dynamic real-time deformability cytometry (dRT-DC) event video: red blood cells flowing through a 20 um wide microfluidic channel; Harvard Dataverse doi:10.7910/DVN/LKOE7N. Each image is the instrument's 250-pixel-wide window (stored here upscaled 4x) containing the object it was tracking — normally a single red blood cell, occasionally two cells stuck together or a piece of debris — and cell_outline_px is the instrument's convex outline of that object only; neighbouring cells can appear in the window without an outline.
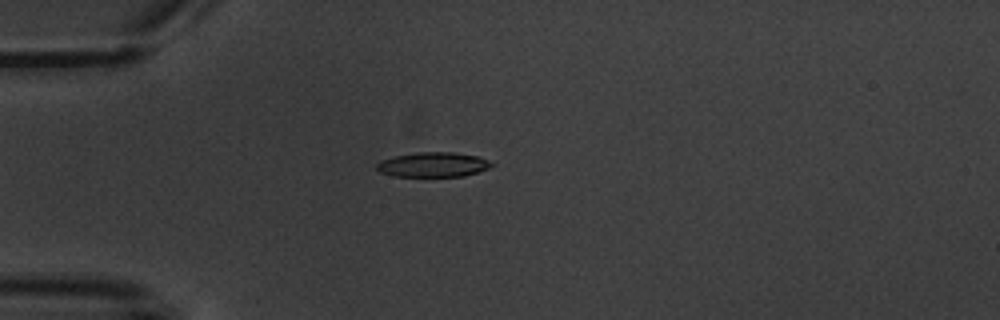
{"species": "common noctule bat (a hibernating species)", "species_latin": "Nyctalus noctula", "temperature_condition": "warm", "stored_images_in_passage": 5, "camera_frame_rate_fps": 3000, "um_per_image_px": 0.085, "animal": {"sex": "male", "body_mass_g": 20.1, "forearm_length_mm": 53.5}, "frame": {"image": 1, "passage_image": 3, "time_ms": 2.333, "image_size_px": [1000, 320], "cell_outline_px": [[492, 164], [488, 168], [464, 176], [396, 176], [380, 172], [376, 168], [376, 164], [380, 160], [396, 156], [416, 152], [452, 152], [476, 156], [488, 160]], "centroid_in_image_um": [36.77, 13.99], "position_along_channel_um": 48.2, "area_um2": 16.3}}
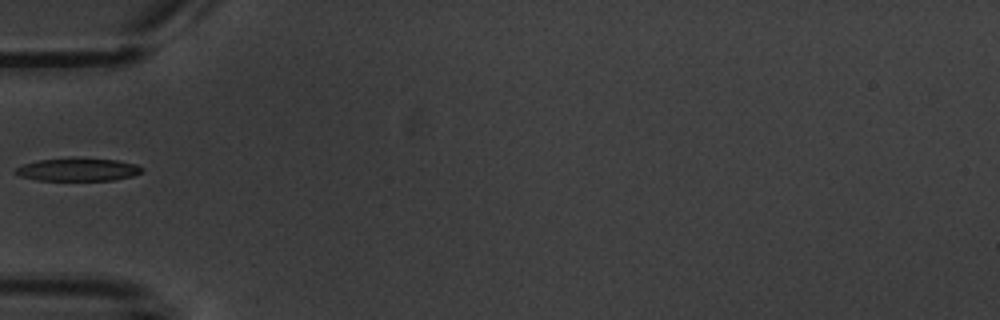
{"frame": {"image": 2, "passage_image": 4, "time_ms": 3.667, "image_size_px": [1000, 320], "cell_outline_px": [[144, 168], [140, 172], [132, 176], [112, 180], [40, 180], [20, 176], [12, 172], [16, 168], [24, 164], [40, 160], [116, 160], [136, 164]], "centroid_in_image_um": [6.62, 14.45], "position_along_channel_um": 78.4, "area_um2": 16.01}}